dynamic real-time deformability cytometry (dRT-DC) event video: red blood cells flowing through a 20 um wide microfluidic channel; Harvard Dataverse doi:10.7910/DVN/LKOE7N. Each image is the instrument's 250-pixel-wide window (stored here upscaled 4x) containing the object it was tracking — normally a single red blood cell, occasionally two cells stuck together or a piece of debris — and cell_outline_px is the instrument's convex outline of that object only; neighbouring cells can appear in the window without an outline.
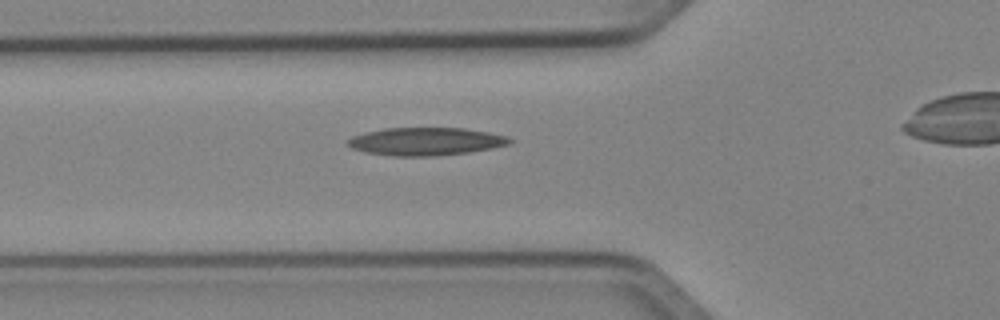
{"species": "Egyptian fruit bat (a non-hibernating species)", "species_latin": "Rousettus aegyptiacus", "temperature_condition": "cold", "stored_images_in_passage": 28, "camera_frame_rate_fps": 3000, "um_per_image_px": 0.085, "animal": {"sex": "female"}, "frame": {"image": 1, "passage_image": 2, "time_ms": 0.333, "image_size_px": [1000, 320], "cell_outline_px": [[516, 140], [508, 144], [492, 148], [468, 152], [436, 156], [392, 156], [364, 152], [352, 148], [348, 144], [348, 140], [352, 136], [364, 132], [384, 128], [464, 128], [488, 132], [508, 136]], "centroid_in_image_um": [36.2, 12.02], "position_along_channel_um": 89.6, "area_um2": 26.41}}
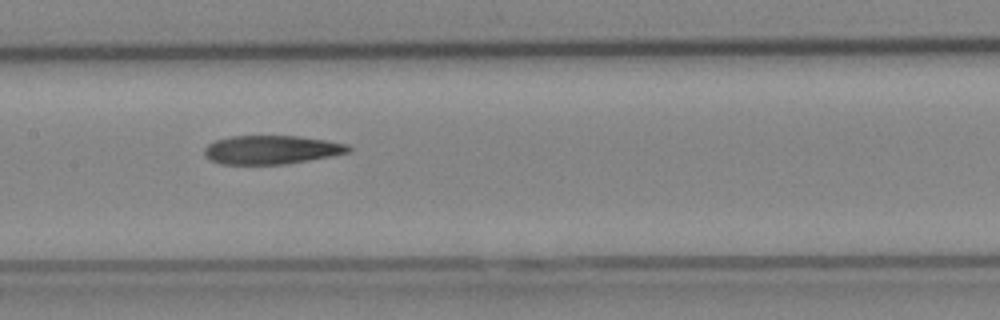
{"frame": {"image": 2, "passage_image": 9, "time_ms": 2.667, "image_size_px": [1000, 320], "cell_outline_px": [[352, 148], [348, 152], [332, 156], [284, 164], [220, 164], [212, 160], [204, 152], [204, 148], [208, 144], [216, 140], [232, 136], [296, 136], [324, 140], [348, 144]], "centroid_in_image_um": [23.08, 12.73], "position_along_channel_um": 184.3, "area_um2": 23.81}}
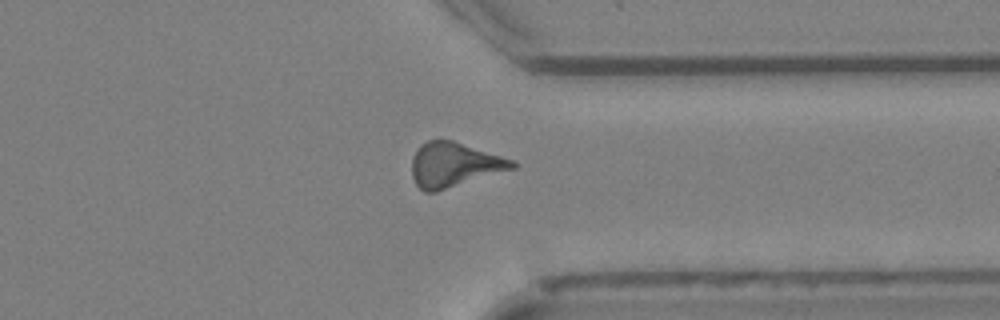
{"frame": {"image": 3, "passage_image": 23, "time_ms": 7.333, "image_size_px": [1000, 320], "cell_outline_px": [[516, 168], [436, 192], [424, 192], [416, 184], [412, 176], [412, 156], [416, 148], [420, 144], [428, 140], [452, 140], [512, 160], [516, 164]], "centroid_in_image_um": [38.55, 14.01], "position_along_channel_um": 372.8, "area_um2": 25.95}}